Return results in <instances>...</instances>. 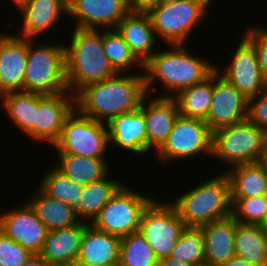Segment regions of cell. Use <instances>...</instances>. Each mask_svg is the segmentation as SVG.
<instances>
[{
    "mask_svg": "<svg viewBox=\"0 0 267 266\" xmlns=\"http://www.w3.org/2000/svg\"><path fill=\"white\" fill-rule=\"evenodd\" d=\"M41 176L37 187L44 194L73 207L78 204L84 186L68 178L53 164H49Z\"/></svg>",
    "mask_w": 267,
    "mask_h": 266,
    "instance_id": "d6a6232c",
    "label": "cell"
},
{
    "mask_svg": "<svg viewBox=\"0 0 267 266\" xmlns=\"http://www.w3.org/2000/svg\"><path fill=\"white\" fill-rule=\"evenodd\" d=\"M86 222L48 231L40 257L49 266H74L76 264Z\"/></svg>",
    "mask_w": 267,
    "mask_h": 266,
    "instance_id": "44dd1931",
    "label": "cell"
},
{
    "mask_svg": "<svg viewBox=\"0 0 267 266\" xmlns=\"http://www.w3.org/2000/svg\"><path fill=\"white\" fill-rule=\"evenodd\" d=\"M73 28L116 29L130 12L129 0H67Z\"/></svg>",
    "mask_w": 267,
    "mask_h": 266,
    "instance_id": "4fadbf2b",
    "label": "cell"
},
{
    "mask_svg": "<svg viewBox=\"0 0 267 266\" xmlns=\"http://www.w3.org/2000/svg\"><path fill=\"white\" fill-rule=\"evenodd\" d=\"M125 183L126 181H121L120 178L119 180L114 179L112 172H110L103 179L85 185L78 204L74 207L78 218L82 222L91 224L100 210Z\"/></svg>",
    "mask_w": 267,
    "mask_h": 266,
    "instance_id": "4316f807",
    "label": "cell"
},
{
    "mask_svg": "<svg viewBox=\"0 0 267 266\" xmlns=\"http://www.w3.org/2000/svg\"><path fill=\"white\" fill-rule=\"evenodd\" d=\"M143 64L146 94L153 96L154 90L161 91L154 96L171 97L190 86L202 83L216 71V63L192 53L187 45H165ZM169 46V47H168ZM158 80V81H157ZM160 83V88H156ZM162 89L165 91L162 92ZM152 93V94H151Z\"/></svg>",
    "mask_w": 267,
    "mask_h": 266,
    "instance_id": "6da1fadb",
    "label": "cell"
},
{
    "mask_svg": "<svg viewBox=\"0 0 267 266\" xmlns=\"http://www.w3.org/2000/svg\"><path fill=\"white\" fill-rule=\"evenodd\" d=\"M67 4V0H30L20 13L18 12L21 15V26L19 33L15 32L14 35L40 40L41 36L51 33L49 31H53L58 27L57 24L68 16Z\"/></svg>",
    "mask_w": 267,
    "mask_h": 266,
    "instance_id": "d6986e66",
    "label": "cell"
},
{
    "mask_svg": "<svg viewBox=\"0 0 267 266\" xmlns=\"http://www.w3.org/2000/svg\"><path fill=\"white\" fill-rule=\"evenodd\" d=\"M166 0H129L130 11L148 14L152 9L160 6Z\"/></svg>",
    "mask_w": 267,
    "mask_h": 266,
    "instance_id": "ab89813d",
    "label": "cell"
},
{
    "mask_svg": "<svg viewBox=\"0 0 267 266\" xmlns=\"http://www.w3.org/2000/svg\"><path fill=\"white\" fill-rule=\"evenodd\" d=\"M41 40L42 43L37 39H28L24 92L55 95L69 91L65 42L48 41L45 44Z\"/></svg>",
    "mask_w": 267,
    "mask_h": 266,
    "instance_id": "8992f818",
    "label": "cell"
},
{
    "mask_svg": "<svg viewBox=\"0 0 267 266\" xmlns=\"http://www.w3.org/2000/svg\"><path fill=\"white\" fill-rule=\"evenodd\" d=\"M186 228L169 200L162 201L160 198H155L143 211L139 232L160 261L171 255L177 240Z\"/></svg>",
    "mask_w": 267,
    "mask_h": 266,
    "instance_id": "8fae6325",
    "label": "cell"
},
{
    "mask_svg": "<svg viewBox=\"0 0 267 266\" xmlns=\"http://www.w3.org/2000/svg\"><path fill=\"white\" fill-rule=\"evenodd\" d=\"M242 34L254 45L262 75L267 80V23L266 26L251 23Z\"/></svg>",
    "mask_w": 267,
    "mask_h": 266,
    "instance_id": "74e56055",
    "label": "cell"
},
{
    "mask_svg": "<svg viewBox=\"0 0 267 266\" xmlns=\"http://www.w3.org/2000/svg\"><path fill=\"white\" fill-rule=\"evenodd\" d=\"M257 163L267 171V137L264 140V143L262 145V150L260 152V156L258 158Z\"/></svg>",
    "mask_w": 267,
    "mask_h": 266,
    "instance_id": "7bdbcfd3",
    "label": "cell"
},
{
    "mask_svg": "<svg viewBox=\"0 0 267 266\" xmlns=\"http://www.w3.org/2000/svg\"><path fill=\"white\" fill-rule=\"evenodd\" d=\"M110 148L107 123L84 116L76 108L66 118L59 140L51 150L56 154L106 158Z\"/></svg>",
    "mask_w": 267,
    "mask_h": 266,
    "instance_id": "ba28073f",
    "label": "cell"
},
{
    "mask_svg": "<svg viewBox=\"0 0 267 266\" xmlns=\"http://www.w3.org/2000/svg\"><path fill=\"white\" fill-rule=\"evenodd\" d=\"M140 109L144 112L146 121L147 155L149 157L153 155L152 151L155 154L167 141L180 113L176 100L171 97L146 95L141 102Z\"/></svg>",
    "mask_w": 267,
    "mask_h": 266,
    "instance_id": "ac0fdd59",
    "label": "cell"
},
{
    "mask_svg": "<svg viewBox=\"0 0 267 266\" xmlns=\"http://www.w3.org/2000/svg\"><path fill=\"white\" fill-rule=\"evenodd\" d=\"M121 238L87 223L75 266L119 264Z\"/></svg>",
    "mask_w": 267,
    "mask_h": 266,
    "instance_id": "603a6c76",
    "label": "cell"
},
{
    "mask_svg": "<svg viewBox=\"0 0 267 266\" xmlns=\"http://www.w3.org/2000/svg\"><path fill=\"white\" fill-rule=\"evenodd\" d=\"M0 30V97L24 91L28 39Z\"/></svg>",
    "mask_w": 267,
    "mask_h": 266,
    "instance_id": "e0dca14e",
    "label": "cell"
},
{
    "mask_svg": "<svg viewBox=\"0 0 267 266\" xmlns=\"http://www.w3.org/2000/svg\"><path fill=\"white\" fill-rule=\"evenodd\" d=\"M238 39L224 67L216 61V71L250 99L267 89V80L262 75L254 45L243 34Z\"/></svg>",
    "mask_w": 267,
    "mask_h": 266,
    "instance_id": "7c38bea8",
    "label": "cell"
},
{
    "mask_svg": "<svg viewBox=\"0 0 267 266\" xmlns=\"http://www.w3.org/2000/svg\"><path fill=\"white\" fill-rule=\"evenodd\" d=\"M65 43L68 89L76 94L84 86L112 77L117 72L110 65L102 45V29L69 30Z\"/></svg>",
    "mask_w": 267,
    "mask_h": 266,
    "instance_id": "3957f363",
    "label": "cell"
},
{
    "mask_svg": "<svg viewBox=\"0 0 267 266\" xmlns=\"http://www.w3.org/2000/svg\"><path fill=\"white\" fill-rule=\"evenodd\" d=\"M211 176L183 192L180 189L179 195L169 200L187 227H201L231 216L228 178L223 172Z\"/></svg>",
    "mask_w": 267,
    "mask_h": 266,
    "instance_id": "277c9868",
    "label": "cell"
},
{
    "mask_svg": "<svg viewBox=\"0 0 267 266\" xmlns=\"http://www.w3.org/2000/svg\"><path fill=\"white\" fill-rule=\"evenodd\" d=\"M75 109V95L70 91L39 94V108L35 117V143L43 142L52 147L60 138L66 118Z\"/></svg>",
    "mask_w": 267,
    "mask_h": 266,
    "instance_id": "2e32d148",
    "label": "cell"
},
{
    "mask_svg": "<svg viewBox=\"0 0 267 266\" xmlns=\"http://www.w3.org/2000/svg\"><path fill=\"white\" fill-rule=\"evenodd\" d=\"M260 227L264 231V233L267 235V215H266L264 221L260 224Z\"/></svg>",
    "mask_w": 267,
    "mask_h": 266,
    "instance_id": "bcb514c9",
    "label": "cell"
},
{
    "mask_svg": "<svg viewBox=\"0 0 267 266\" xmlns=\"http://www.w3.org/2000/svg\"><path fill=\"white\" fill-rule=\"evenodd\" d=\"M153 249L139 232L121 237L119 266H158Z\"/></svg>",
    "mask_w": 267,
    "mask_h": 266,
    "instance_id": "836d02e7",
    "label": "cell"
},
{
    "mask_svg": "<svg viewBox=\"0 0 267 266\" xmlns=\"http://www.w3.org/2000/svg\"><path fill=\"white\" fill-rule=\"evenodd\" d=\"M170 257L194 266H205L204 238L200 227H187L177 240Z\"/></svg>",
    "mask_w": 267,
    "mask_h": 266,
    "instance_id": "e575fe53",
    "label": "cell"
},
{
    "mask_svg": "<svg viewBox=\"0 0 267 266\" xmlns=\"http://www.w3.org/2000/svg\"><path fill=\"white\" fill-rule=\"evenodd\" d=\"M231 216L238 223L260 225L267 215V196L230 198Z\"/></svg>",
    "mask_w": 267,
    "mask_h": 266,
    "instance_id": "d590c367",
    "label": "cell"
},
{
    "mask_svg": "<svg viewBox=\"0 0 267 266\" xmlns=\"http://www.w3.org/2000/svg\"><path fill=\"white\" fill-rule=\"evenodd\" d=\"M146 95L144 72L116 73L80 89L75 94V108L84 116L108 123L115 116L138 110Z\"/></svg>",
    "mask_w": 267,
    "mask_h": 266,
    "instance_id": "7a4b0ae2",
    "label": "cell"
},
{
    "mask_svg": "<svg viewBox=\"0 0 267 266\" xmlns=\"http://www.w3.org/2000/svg\"><path fill=\"white\" fill-rule=\"evenodd\" d=\"M110 147H118L123 154L147 155V135L144 112L136 111L113 117L108 123ZM117 146V147H115Z\"/></svg>",
    "mask_w": 267,
    "mask_h": 266,
    "instance_id": "ffe728a7",
    "label": "cell"
},
{
    "mask_svg": "<svg viewBox=\"0 0 267 266\" xmlns=\"http://www.w3.org/2000/svg\"><path fill=\"white\" fill-rule=\"evenodd\" d=\"M248 98L217 71L213 73V94L205 122L211 132L247 119Z\"/></svg>",
    "mask_w": 267,
    "mask_h": 266,
    "instance_id": "9a60e30c",
    "label": "cell"
},
{
    "mask_svg": "<svg viewBox=\"0 0 267 266\" xmlns=\"http://www.w3.org/2000/svg\"><path fill=\"white\" fill-rule=\"evenodd\" d=\"M102 45L110 65L117 73L143 72V64L130 51L117 29H102Z\"/></svg>",
    "mask_w": 267,
    "mask_h": 266,
    "instance_id": "1f68e13d",
    "label": "cell"
},
{
    "mask_svg": "<svg viewBox=\"0 0 267 266\" xmlns=\"http://www.w3.org/2000/svg\"><path fill=\"white\" fill-rule=\"evenodd\" d=\"M203 154L210 158L212 155V132L208 124L201 119L179 115L167 141L154 156L160 161L159 166L163 164V168L164 165H175L182 160L184 163L189 158L193 160Z\"/></svg>",
    "mask_w": 267,
    "mask_h": 266,
    "instance_id": "30bf717a",
    "label": "cell"
},
{
    "mask_svg": "<svg viewBox=\"0 0 267 266\" xmlns=\"http://www.w3.org/2000/svg\"><path fill=\"white\" fill-rule=\"evenodd\" d=\"M158 266H194V265L184 261H180L178 259L169 256L167 258L161 259L158 263Z\"/></svg>",
    "mask_w": 267,
    "mask_h": 266,
    "instance_id": "60d3db41",
    "label": "cell"
},
{
    "mask_svg": "<svg viewBox=\"0 0 267 266\" xmlns=\"http://www.w3.org/2000/svg\"><path fill=\"white\" fill-rule=\"evenodd\" d=\"M23 266H49L39 254H33Z\"/></svg>",
    "mask_w": 267,
    "mask_h": 266,
    "instance_id": "ee69618b",
    "label": "cell"
},
{
    "mask_svg": "<svg viewBox=\"0 0 267 266\" xmlns=\"http://www.w3.org/2000/svg\"><path fill=\"white\" fill-rule=\"evenodd\" d=\"M213 0H166L148 15L155 35L165 45H188L190 36L210 17ZM196 28V29H195ZM192 33V34H191Z\"/></svg>",
    "mask_w": 267,
    "mask_h": 266,
    "instance_id": "5b68a950",
    "label": "cell"
},
{
    "mask_svg": "<svg viewBox=\"0 0 267 266\" xmlns=\"http://www.w3.org/2000/svg\"><path fill=\"white\" fill-rule=\"evenodd\" d=\"M135 57L144 64L159 48L148 14L129 12L116 27Z\"/></svg>",
    "mask_w": 267,
    "mask_h": 266,
    "instance_id": "7402d4cb",
    "label": "cell"
},
{
    "mask_svg": "<svg viewBox=\"0 0 267 266\" xmlns=\"http://www.w3.org/2000/svg\"><path fill=\"white\" fill-rule=\"evenodd\" d=\"M20 204H16L17 207L13 206L9 211L5 209L6 212H1L0 230L32 254H39L48 230L26 200L24 204Z\"/></svg>",
    "mask_w": 267,
    "mask_h": 266,
    "instance_id": "5bb4252c",
    "label": "cell"
},
{
    "mask_svg": "<svg viewBox=\"0 0 267 266\" xmlns=\"http://www.w3.org/2000/svg\"><path fill=\"white\" fill-rule=\"evenodd\" d=\"M235 255L255 266H267V235L260 225L236 222Z\"/></svg>",
    "mask_w": 267,
    "mask_h": 266,
    "instance_id": "f546056e",
    "label": "cell"
},
{
    "mask_svg": "<svg viewBox=\"0 0 267 266\" xmlns=\"http://www.w3.org/2000/svg\"><path fill=\"white\" fill-rule=\"evenodd\" d=\"M3 115L32 142H35V117L39 108V93L10 92L0 97Z\"/></svg>",
    "mask_w": 267,
    "mask_h": 266,
    "instance_id": "d4e9b609",
    "label": "cell"
},
{
    "mask_svg": "<svg viewBox=\"0 0 267 266\" xmlns=\"http://www.w3.org/2000/svg\"><path fill=\"white\" fill-rule=\"evenodd\" d=\"M267 134L248 119L212 132L211 158L230 167L257 163Z\"/></svg>",
    "mask_w": 267,
    "mask_h": 266,
    "instance_id": "52a82bcc",
    "label": "cell"
},
{
    "mask_svg": "<svg viewBox=\"0 0 267 266\" xmlns=\"http://www.w3.org/2000/svg\"><path fill=\"white\" fill-rule=\"evenodd\" d=\"M223 173L229 181L230 198L267 195V171L258 163L236 165Z\"/></svg>",
    "mask_w": 267,
    "mask_h": 266,
    "instance_id": "f1b7e54d",
    "label": "cell"
},
{
    "mask_svg": "<svg viewBox=\"0 0 267 266\" xmlns=\"http://www.w3.org/2000/svg\"><path fill=\"white\" fill-rule=\"evenodd\" d=\"M217 266H255L254 264L249 263L245 259L239 257H232L227 262L221 263Z\"/></svg>",
    "mask_w": 267,
    "mask_h": 266,
    "instance_id": "b9f144b4",
    "label": "cell"
},
{
    "mask_svg": "<svg viewBox=\"0 0 267 266\" xmlns=\"http://www.w3.org/2000/svg\"><path fill=\"white\" fill-rule=\"evenodd\" d=\"M135 189L129 182L125 183L100 210L91 225L120 238L139 231L143 211L155 197L139 192L137 187Z\"/></svg>",
    "mask_w": 267,
    "mask_h": 266,
    "instance_id": "9c48e42d",
    "label": "cell"
},
{
    "mask_svg": "<svg viewBox=\"0 0 267 266\" xmlns=\"http://www.w3.org/2000/svg\"><path fill=\"white\" fill-rule=\"evenodd\" d=\"M54 155L57 160L53 165L82 186L103 179L113 170L107 158H90L70 154Z\"/></svg>",
    "mask_w": 267,
    "mask_h": 266,
    "instance_id": "83f0119b",
    "label": "cell"
},
{
    "mask_svg": "<svg viewBox=\"0 0 267 266\" xmlns=\"http://www.w3.org/2000/svg\"><path fill=\"white\" fill-rule=\"evenodd\" d=\"M32 255L0 230V266H23Z\"/></svg>",
    "mask_w": 267,
    "mask_h": 266,
    "instance_id": "8d00e7d4",
    "label": "cell"
},
{
    "mask_svg": "<svg viewBox=\"0 0 267 266\" xmlns=\"http://www.w3.org/2000/svg\"><path fill=\"white\" fill-rule=\"evenodd\" d=\"M106 266H119V264H110V265H106Z\"/></svg>",
    "mask_w": 267,
    "mask_h": 266,
    "instance_id": "7dc6e473",
    "label": "cell"
},
{
    "mask_svg": "<svg viewBox=\"0 0 267 266\" xmlns=\"http://www.w3.org/2000/svg\"><path fill=\"white\" fill-rule=\"evenodd\" d=\"M200 228L204 238L205 266H217L236 256V221L232 216Z\"/></svg>",
    "mask_w": 267,
    "mask_h": 266,
    "instance_id": "cb8c5ba5",
    "label": "cell"
},
{
    "mask_svg": "<svg viewBox=\"0 0 267 266\" xmlns=\"http://www.w3.org/2000/svg\"><path fill=\"white\" fill-rule=\"evenodd\" d=\"M213 94V74L202 83L180 91L173 98L184 117L206 120Z\"/></svg>",
    "mask_w": 267,
    "mask_h": 266,
    "instance_id": "4dcf8cb0",
    "label": "cell"
},
{
    "mask_svg": "<svg viewBox=\"0 0 267 266\" xmlns=\"http://www.w3.org/2000/svg\"><path fill=\"white\" fill-rule=\"evenodd\" d=\"M247 119L267 134V89L248 99Z\"/></svg>",
    "mask_w": 267,
    "mask_h": 266,
    "instance_id": "f35d334b",
    "label": "cell"
},
{
    "mask_svg": "<svg viewBox=\"0 0 267 266\" xmlns=\"http://www.w3.org/2000/svg\"><path fill=\"white\" fill-rule=\"evenodd\" d=\"M7 1H9V0H7ZM29 1L30 0H11L10 3L14 5L15 11L18 9L20 12Z\"/></svg>",
    "mask_w": 267,
    "mask_h": 266,
    "instance_id": "f6af8a7d",
    "label": "cell"
},
{
    "mask_svg": "<svg viewBox=\"0 0 267 266\" xmlns=\"http://www.w3.org/2000/svg\"><path fill=\"white\" fill-rule=\"evenodd\" d=\"M32 192L30 197H26V201L48 231L74 226L81 222L73 206L47 196L37 186Z\"/></svg>",
    "mask_w": 267,
    "mask_h": 266,
    "instance_id": "484cf974",
    "label": "cell"
}]
</instances>
